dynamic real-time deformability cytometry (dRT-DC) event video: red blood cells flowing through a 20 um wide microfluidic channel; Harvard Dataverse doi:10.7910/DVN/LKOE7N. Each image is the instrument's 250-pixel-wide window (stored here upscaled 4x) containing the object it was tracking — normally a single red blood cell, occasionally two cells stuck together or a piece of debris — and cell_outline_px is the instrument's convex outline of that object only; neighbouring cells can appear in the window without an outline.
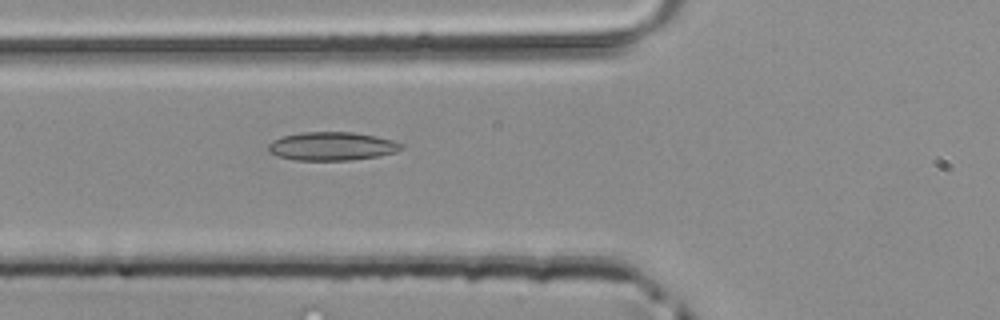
{"species": "common noctule bat (a hibernating species)", "species_latin": "Nyctalus noctula", "temperature_condition": "room temperature", "stored_images_in_passage": 37, "camera_frame_rate_fps": 3000, "um_per_image_px": 0.085, "animal": {"sex": "male", "body_mass_g": 20.4}, "frame": {"image": 1, "passage_image": 8, "time_ms": 2.333, "image_size_px": [1000, 320], "cell_outline_px": [[404, 148], [396, 152], [380, 156], [352, 160], [296, 160], [280, 156], [268, 152], [268, 144], [272, 140], [280, 136], [300, 132], [352, 132], [376, 136], [392, 140], [404, 144]], "centroid_in_image_um": [28.22, 12.42], "position_along_channel_um": 97.6, "area_um2": 22.25}}
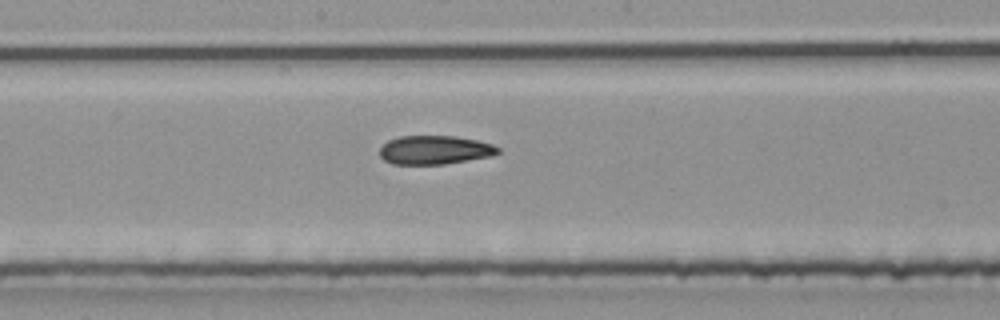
{"frame": {"image": 2, "passage_image": 16, "time_ms": 5.0, "image_size_px": [1000, 320], "cell_outline_px": [[500, 152], [492, 156], [444, 164], [392, 164], [384, 160], [380, 156], [380, 148], [388, 140], [400, 136], [456, 136], [476, 140], [492, 144], [500, 148]], "centroid_in_image_um": [36.95, 12.74], "position_along_channel_um": 211.2, "area_um2": 19.83}}
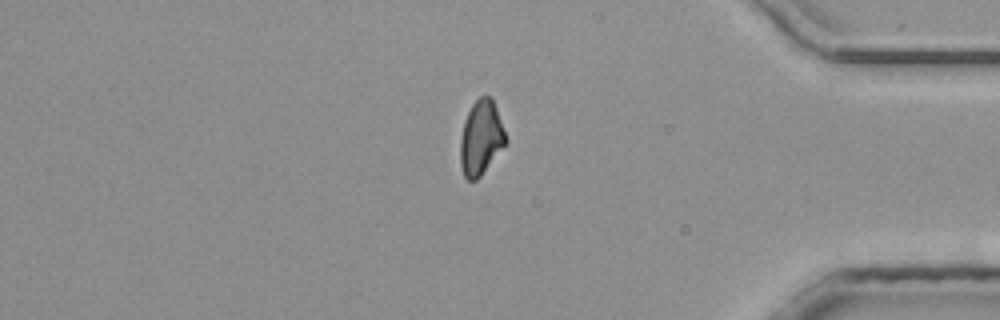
{"frame": {"image": 3, "passage_image": 31, "time_ms": 10.0, "image_size_px": [1000, 320], "cell_outline_px": [[508, 144], [480, 176], [476, 180], [468, 180], [464, 176], [460, 164], [460, 140], [464, 120], [472, 104], [480, 96], [492, 96], [508, 140]], "centroid_in_image_um": [40.9, 11.72], "position_along_channel_um": 394.3, "area_um2": 20.0}}